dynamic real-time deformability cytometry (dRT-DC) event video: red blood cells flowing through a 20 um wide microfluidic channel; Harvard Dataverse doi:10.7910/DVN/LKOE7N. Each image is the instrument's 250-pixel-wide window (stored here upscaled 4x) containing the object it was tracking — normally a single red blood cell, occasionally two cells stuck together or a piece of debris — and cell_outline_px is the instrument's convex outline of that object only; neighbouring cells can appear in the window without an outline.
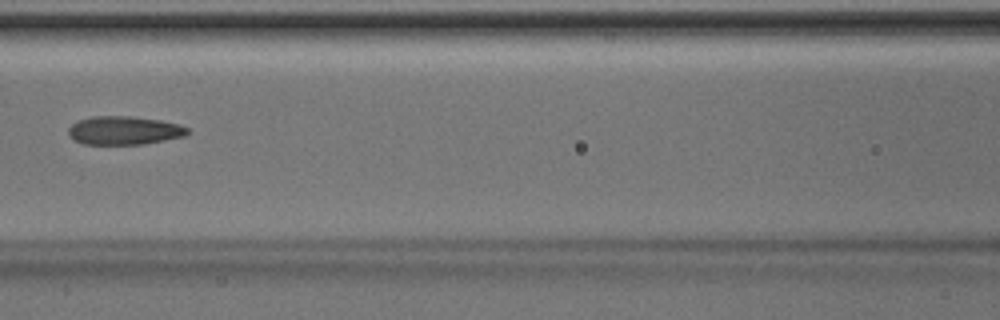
{"species": "Egyptian fruit bat (a non-hibernating species)", "species_latin": "Rousettus aegyptiacus", "temperature_condition": "room temperature", "stored_images_in_passage": 3, "camera_frame_rate_fps": 3000, "um_per_image_px": 0.085, "animal": {"sex": "male"}, "frame": {"image": 1, "passage_image": 3, "time_ms": 0.667, "image_size_px": [1000, 320], "cell_outline_px": [[188, 132], [184, 136], [144, 144], [84, 144], [72, 140], [68, 136], [68, 128], [76, 120], [92, 116], [128, 116], [160, 120], [180, 124], [188, 128]], "centroid_in_image_um": [10.5, 11.08], "position_along_channel_um": 156.1, "area_um2": 19.88}}